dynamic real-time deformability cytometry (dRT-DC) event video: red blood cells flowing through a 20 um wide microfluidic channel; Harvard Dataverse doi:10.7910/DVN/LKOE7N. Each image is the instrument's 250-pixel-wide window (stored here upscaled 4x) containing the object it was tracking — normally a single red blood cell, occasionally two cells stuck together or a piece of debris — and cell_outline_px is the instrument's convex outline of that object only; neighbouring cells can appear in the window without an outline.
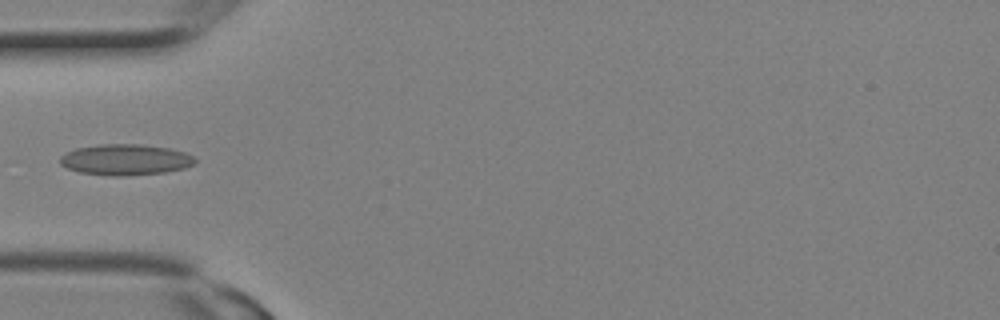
{"species": "Egyptian fruit bat (a non-hibernating species)", "species_latin": "Rousettus aegyptiacus", "temperature_condition": "room temperature", "stored_images_in_passage": 6, "camera_frame_rate_fps": 3000, "um_per_image_px": 0.085, "animal": {"sex": "female"}, "frame": {"image": 1, "passage_image": 5, "time_ms": 1.333, "image_size_px": [1000, 320], "cell_outline_px": [[196, 164], [184, 168], [164, 172], [124, 176], [112, 176], [80, 172], [68, 168], [60, 164], [60, 156], [64, 152], [76, 148], [100, 144], [140, 144], [168, 148], [184, 152], [196, 156]], "centroid_in_image_um": [10.67, 13.57], "position_along_channel_um": 74.3, "area_um2": 24.45}}